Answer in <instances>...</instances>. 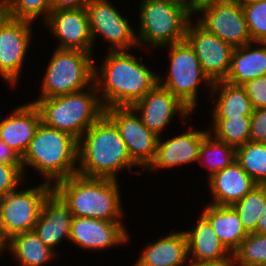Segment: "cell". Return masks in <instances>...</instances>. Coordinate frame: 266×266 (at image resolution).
Listing matches in <instances>:
<instances>
[{
	"label": "cell",
	"mask_w": 266,
	"mask_h": 266,
	"mask_svg": "<svg viewBox=\"0 0 266 266\" xmlns=\"http://www.w3.org/2000/svg\"><path fill=\"white\" fill-rule=\"evenodd\" d=\"M266 75V42H251L234 49L227 82L243 85Z\"/></svg>",
	"instance_id": "24"
},
{
	"label": "cell",
	"mask_w": 266,
	"mask_h": 266,
	"mask_svg": "<svg viewBox=\"0 0 266 266\" xmlns=\"http://www.w3.org/2000/svg\"><path fill=\"white\" fill-rule=\"evenodd\" d=\"M193 19L234 48L252 42L242 4L234 0L205 8Z\"/></svg>",
	"instance_id": "16"
},
{
	"label": "cell",
	"mask_w": 266,
	"mask_h": 266,
	"mask_svg": "<svg viewBox=\"0 0 266 266\" xmlns=\"http://www.w3.org/2000/svg\"><path fill=\"white\" fill-rule=\"evenodd\" d=\"M22 165L25 179L31 168L36 176L40 174V181L54 185L77 174L78 139L41 122L22 157Z\"/></svg>",
	"instance_id": "4"
},
{
	"label": "cell",
	"mask_w": 266,
	"mask_h": 266,
	"mask_svg": "<svg viewBox=\"0 0 266 266\" xmlns=\"http://www.w3.org/2000/svg\"><path fill=\"white\" fill-rule=\"evenodd\" d=\"M119 180L90 178L79 174L60 180L53 192L74 217H86L110 222H123L126 213L122 204Z\"/></svg>",
	"instance_id": "3"
},
{
	"label": "cell",
	"mask_w": 266,
	"mask_h": 266,
	"mask_svg": "<svg viewBox=\"0 0 266 266\" xmlns=\"http://www.w3.org/2000/svg\"><path fill=\"white\" fill-rule=\"evenodd\" d=\"M209 118V133L228 146L237 149L250 141L251 115Z\"/></svg>",
	"instance_id": "28"
},
{
	"label": "cell",
	"mask_w": 266,
	"mask_h": 266,
	"mask_svg": "<svg viewBox=\"0 0 266 266\" xmlns=\"http://www.w3.org/2000/svg\"><path fill=\"white\" fill-rule=\"evenodd\" d=\"M242 9L252 42H266V0L247 1Z\"/></svg>",
	"instance_id": "34"
},
{
	"label": "cell",
	"mask_w": 266,
	"mask_h": 266,
	"mask_svg": "<svg viewBox=\"0 0 266 266\" xmlns=\"http://www.w3.org/2000/svg\"><path fill=\"white\" fill-rule=\"evenodd\" d=\"M173 1L185 6L186 8H188L193 3L194 0H173Z\"/></svg>",
	"instance_id": "45"
},
{
	"label": "cell",
	"mask_w": 266,
	"mask_h": 266,
	"mask_svg": "<svg viewBox=\"0 0 266 266\" xmlns=\"http://www.w3.org/2000/svg\"><path fill=\"white\" fill-rule=\"evenodd\" d=\"M25 179L23 165L0 164V198L16 190Z\"/></svg>",
	"instance_id": "35"
},
{
	"label": "cell",
	"mask_w": 266,
	"mask_h": 266,
	"mask_svg": "<svg viewBox=\"0 0 266 266\" xmlns=\"http://www.w3.org/2000/svg\"><path fill=\"white\" fill-rule=\"evenodd\" d=\"M133 167L139 169L131 160L117 126L105 113L78 139L77 174L113 180L127 170L143 175L141 169L132 170Z\"/></svg>",
	"instance_id": "2"
},
{
	"label": "cell",
	"mask_w": 266,
	"mask_h": 266,
	"mask_svg": "<svg viewBox=\"0 0 266 266\" xmlns=\"http://www.w3.org/2000/svg\"><path fill=\"white\" fill-rule=\"evenodd\" d=\"M138 9L136 37L144 53L185 40L192 19L185 6L173 0H139Z\"/></svg>",
	"instance_id": "6"
},
{
	"label": "cell",
	"mask_w": 266,
	"mask_h": 266,
	"mask_svg": "<svg viewBox=\"0 0 266 266\" xmlns=\"http://www.w3.org/2000/svg\"><path fill=\"white\" fill-rule=\"evenodd\" d=\"M250 141L266 143V108L254 109L251 114Z\"/></svg>",
	"instance_id": "37"
},
{
	"label": "cell",
	"mask_w": 266,
	"mask_h": 266,
	"mask_svg": "<svg viewBox=\"0 0 266 266\" xmlns=\"http://www.w3.org/2000/svg\"><path fill=\"white\" fill-rule=\"evenodd\" d=\"M132 108L140 116L143 124L157 136L163 135L177 117L182 125L187 119L192 120L190 116L194 114L168 89L158 83Z\"/></svg>",
	"instance_id": "15"
},
{
	"label": "cell",
	"mask_w": 266,
	"mask_h": 266,
	"mask_svg": "<svg viewBox=\"0 0 266 266\" xmlns=\"http://www.w3.org/2000/svg\"><path fill=\"white\" fill-rule=\"evenodd\" d=\"M266 203V185H256L244 198L232 205L248 234L254 233Z\"/></svg>",
	"instance_id": "31"
},
{
	"label": "cell",
	"mask_w": 266,
	"mask_h": 266,
	"mask_svg": "<svg viewBox=\"0 0 266 266\" xmlns=\"http://www.w3.org/2000/svg\"><path fill=\"white\" fill-rule=\"evenodd\" d=\"M31 102L37 106L42 123L76 139L105 113L95 84L80 91Z\"/></svg>",
	"instance_id": "5"
},
{
	"label": "cell",
	"mask_w": 266,
	"mask_h": 266,
	"mask_svg": "<svg viewBox=\"0 0 266 266\" xmlns=\"http://www.w3.org/2000/svg\"><path fill=\"white\" fill-rule=\"evenodd\" d=\"M132 51H106L99 66L94 58V84L105 109L132 107L158 83V71Z\"/></svg>",
	"instance_id": "1"
},
{
	"label": "cell",
	"mask_w": 266,
	"mask_h": 266,
	"mask_svg": "<svg viewBox=\"0 0 266 266\" xmlns=\"http://www.w3.org/2000/svg\"><path fill=\"white\" fill-rule=\"evenodd\" d=\"M125 222H110L94 218L73 217L69 242L84 251H101L130 243Z\"/></svg>",
	"instance_id": "17"
},
{
	"label": "cell",
	"mask_w": 266,
	"mask_h": 266,
	"mask_svg": "<svg viewBox=\"0 0 266 266\" xmlns=\"http://www.w3.org/2000/svg\"><path fill=\"white\" fill-rule=\"evenodd\" d=\"M189 122L187 120L183 123L184 129H182V133L176 132L173 137L172 135L170 137V134L165 137L164 135L163 137L159 136L155 158L144 172L152 173L151 175L155 176L158 174L157 171L159 169L173 170L175 167L197 164L202 141L209 133V130L203 129V127L201 129L199 127L195 128Z\"/></svg>",
	"instance_id": "12"
},
{
	"label": "cell",
	"mask_w": 266,
	"mask_h": 266,
	"mask_svg": "<svg viewBox=\"0 0 266 266\" xmlns=\"http://www.w3.org/2000/svg\"><path fill=\"white\" fill-rule=\"evenodd\" d=\"M170 232L148 241L132 266H190L184 230Z\"/></svg>",
	"instance_id": "23"
},
{
	"label": "cell",
	"mask_w": 266,
	"mask_h": 266,
	"mask_svg": "<svg viewBox=\"0 0 266 266\" xmlns=\"http://www.w3.org/2000/svg\"><path fill=\"white\" fill-rule=\"evenodd\" d=\"M85 8L93 46L97 45L98 38H103L106 42L102 45L106 44V51L142 50L137 42L136 27L133 26L137 24H131L111 0H91Z\"/></svg>",
	"instance_id": "10"
},
{
	"label": "cell",
	"mask_w": 266,
	"mask_h": 266,
	"mask_svg": "<svg viewBox=\"0 0 266 266\" xmlns=\"http://www.w3.org/2000/svg\"><path fill=\"white\" fill-rule=\"evenodd\" d=\"M73 217L68 207L52 192L42 205L33 231L44 245L58 254L56 248L62 245L65 239L67 241L70 239Z\"/></svg>",
	"instance_id": "20"
},
{
	"label": "cell",
	"mask_w": 266,
	"mask_h": 266,
	"mask_svg": "<svg viewBox=\"0 0 266 266\" xmlns=\"http://www.w3.org/2000/svg\"><path fill=\"white\" fill-rule=\"evenodd\" d=\"M206 181L211 195L207 203L218 206H232L258 185L236 160Z\"/></svg>",
	"instance_id": "21"
},
{
	"label": "cell",
	"mask_w": 266,
	"mask_h": 266,
	"mask_svg": "<svg viewBox=\"0 0 266 266\" xmlns=\"http://www.w3.org/2000/svg\"><path fill=\"white\" fill-rule=\"evenodd\" d=\"M234 1H236V2H238V3H245V2H247V1H253V0H234Z\"/></svg>",
	"instance_id": "46"
},
{
	"label": "cell",
	"mask_w": 266,
	"mask_h": 266,
	"mask_svg": "<svg viewBox=\"0 0 266 266\" xmlns=\"http://www.w3.org/2000/svg\"><path fill=\"white\" fill-rule=\"evenodd\" d=\"M242 86L254 109L266 108V75L249 80Z\"/></svg>",
	"instance_id": "36"
},
{
	"label": "cell",
	"mask_w": 266,
	"mask_h": 266,
	"mask_svg": "<svg viewBox=\"0 0 266 266\" xmlns=\"http://www.w3.org/2000/svg\"><path fill=\"white\" fill-rule=\"evenodd\" d=\"M42 26L58 42L56 48L95 53L86 8L52 10Z\"/></svg>",
	"instance_id": "18"
},
{
	"label": "cell",
	"mask_w": 266,
	"mask_h": 266,
	"mask_svg": "<svg viewBox=\"0 0 266 266\" xmlns=\"http://www.w3.org/2000/svg\"><path fill=\"white\" fill-rule=\"evenodd\" d=\"M9 112L0 118V140L22 158L41 123V115L37 106L29 100Z\"/></svg>",
	"instance_id": "19"
},
{
	"label": "cell",
	"mask_w": 266,
	"mask_h": 266,
	"mask_svg": "<svg viewBox=\"0 0 266 266\" xmlns=\"http://www.w3.org/2000/svg\"><path fill=\"white\" fill-rule=\"evenodd\" d=\"M209 96L211 117H235L239 115H251L254 111L252 102L242 85H235L221 80L212 84ZM212 99V101H211Z\"/></svg>",
	"instance_id": "25"
},
{
	"label": "cell",
	"mask_w": 266,
	"mask_h": 266,
	"mask_svg": "<svg viewBox=\"0 0 266 266\" xmlns=\"http://www.w3.org/2000/svg\"><path fill=\"white\" fill-rule=\"evenodd\" d=\"M196 219L193 227L184 230L190 266L220 262L232 256L214 232L209 220L202 213H198Z\"/></svg>",
	"instance_id": "22"
},
{
	"label": "cell",
	"mask_w": 266,
	"mask_h": 266,
	"mask_svg": "<svg viewBox=\"0 0 266 266\" xmlns=\"http://www.w3.org/2000/svg\"><path fill=\"white\" fill-rule=\"evenodd\" d=\"M185 40L193 48L203 73L212 83L227 78L235 49L233 46L207 31L193 18L188 23Z\"/></svg>",
	"instance_id": "14"
},
{
	"label": "cell",
	"mask_w": 266,
	"mask_h": 266,
	"mask_svg": "<svg viewBox=\"0 0 266 266\" xmlns=\"http://www.w3.org/2000/svg\"><path fill=\"white\" fill-rule=\"evenodd\" d=\"M200 211L212 224L214 232L223 245L233 254L246 238L238 213L232 206H218L207 203Z\"/></svg>",
	"instance_id": "26"
},
{
	"label": "cell",
	"mask_w": 266,
	"mask_h": 266,
	"mask_svg": "<svg viewBox=\"0 0 266 266\" xmlns=\"http://www.w3.org/2000/svg\"><path fill=\"white\" fill-rule=\"evenodd\" d=\"M232 255L239 266H266V235L248 234Z\"/></svg>",
	"instance_id": "32"
},
{
	"label": "cell",
	"mask_w": 266,
	"mask_h": 266,
	"mask_svg": "<svg viewBox=\"0 0 266 266\" xmlns=\"http://www.w3.org/2000/svg\"><path fill=\"white\" fill-rule=\"evenodd\" d=\"M24 184L0 198V232L6 241L15 234L33 231L44 201L53 192V185L46 182L36 181L32 187Z\"/></svg>",
	"instance_id": "9"
},
{
	"label": "cell",
	"mask_w": 266,
	"mask_h": 266,
	"mask_svg": "<svg viewBox=\"0 0 266 266\" xmlns=\"http://www.w3.org/2000/svg\"><path fill=\"white\" fill-rule=\"evenodd\" d=\"M0 164L22 165V158L19 154L2 140H0Z\"/></svg>",
	"instance_id": "38"
},
{
	"label": "cell",
	"mask_w": 266,
	"mask_h": 266,
	"mask_svg": "<svg viewBox=\"0 0 266 266\" xmlns=\"http://www.w3.org/2000/svg\"><path fill=\"white\" fill-rule=\"evenodd\" d=\"M6 246H7V241L2 237L0 232V260H2V257H5Z\"/></svg>",
	"instance_id": "44"
},
{
	"label": "cell",
	"mask_w": 266,
	"mask_h": 266,
	"mask_svg": "<svg viewBox=\"0 0 266 266\" xmlns=\"http://www.w3.org/2000/svg\"><path fill=\"white\" fill-rule=\"evenodd\" d=\"M236 161L258 184H266V143L246 142L236 149Z\"/></svg>",
	"instance_id": "30"
},
{
	"label": "cell",
	"mask_w": 266,
	"mask_h": 266,
	"mask_svg": "<svg viewBox=\"0 0 266 266\" xmlns=\"http://www.w3.org/2000/svg\"><path fill=\"white\" fill-rule=\"evenodd\" d=\"M34 24L27 20L8 18L0 27V78L14 90L24 74L26 58L34 38ZM29 51V52H28Z\"/></svg>",
	"instance_id": "11"
},
{
	"label": "cell",
	"mask_w": 266,
	"mask_h": 266,
	"mask_svg": "<svg viewBox=\"0 0 266 266\" xmlns=\"http://www.w3.org/2000/svg\"><path fill=\"white\" fill-rule=\"evenodd\" d=\"M9 17V11L5 0H0V27Z\"/></svg>",
	"instance_id": "43"
},
{
	"label": "cell",
	"mask_w": 266,
	"mask_h": 266,
	"mask_svg": "<svg viewBox=\"0 0 266 266\" xmlns=\"http://www.w3.org/2000/svg\"><path fill=\"white\" fill-rule=\"evenodd\" d=\"M6 251L18 266H45L61 255L44 245L34 231L13 235L7 240Z\"/></svg>",
	"instance_id": "27"
},
{
	"label": "cell",
	"mask_w": 266,
	"mask_h": 266,
	"mask_svg": "<svg viewBox=\"0 0 266 266\" xmlns=\"http://www.w3.org/2000/svg\"><path fill=\"white\" fill-rule=\"evenodd\" d=\"M265 208L263 209L261 216L258 220L255 232L256 234H264L266 235V203Z\"/></svg>",
	"instance_id": "41"
},
{
	"label": "cell",
	"mask_w": 266,
	"mask_h": 266,
	"mask_svg": "<svg viewBox=\"0 0 266 266\" xmlns=\"http://www.w3.org/2000/svg\"><path fill=\"white\" fill-rule=\"evenodd\" d=\"M229 0H194L193 3L187 8L189 15L194 18L198 13H200L205 8L217 5L222 2Z\"/></svg>",
	"instance_id": "40"
},
{
	"label": "cell",
	"mask_w": 266,
	"mask_h": 266,
	"mask_svg": "<svg viewBox=\"0 0 266 266\" xmlns=\"http://www.w3.org/2000/svg\"><path fill=\"white\" fill-rule=\"evenodd\" d=\"M43 71L40 94L35 99L62 96L94 84L95 54L55 48Z\"/></svg>",
	"instance_id": "8"
},
{
	"label": "cell",
	"mask_w": 266,
	"mask_h": 266,
	"mask_svg": "<svg viewBox=\"0 0 266 266\" xmlns=\"http://www.w3.org/2000/svg\"><path fill=\"white\" fill-rule=\"evenodd\" d=\"M10 18L43 24L52 11L51 0H5Z\"/></svg>",
	"instance_id": "33"
},
{
	"label": "cell",
	"mask_w": 266,
	"mask_h": 266,
	"mask_svg": "<svg viewBox=\"0 0 266 266\" xmlns=\"http://www.w3.org/2000/svg\"><path fill=\"white\" fill-rule=\"evenodd\" d=\"M165 48L169 66L165 69L166 74L158 71V84L168 89L194 113L198 110L202 87L210 94L213 83L203 73L198 57L186 40L160 49Z\"/></svg>",
	"instance_id": "7"
},
{
	"label": "cell",
	"mask_w": 266,
	"mask_h": 266,
	"mask_svg": "<svg viewBox=\"0 0 266 266\" xmlns=\"http://www.w3.org/2000/svg\"><path fill=\"white\" fill-rule=\"evenodd\" d=\"M196 266H239L238 263L236 262V259L234 256H230L227 259L220 261V262H214V263H204V264H199Z\"/></svg>",
	"instance_id": "42"
},
{
	"label": "cell",
	"mask_w": 266,
	"mask_h": 266,
	"mask_svg": "<svg viewBox=\"0 0 266 266\" xmlns=\"http://www.w3.org/2000/svg\"><path fill=\"white\" fill-rule=\"evenodd\" d=\"M105 114L117 126L131 160L145 171L155 158L159 136L143 124L132 107H110Z\"/></svg>",
	"instance_id": "13"
},
{
	"label": "cell",
	"mask_w": 266,
	"mask_h": 266,
	"mask_svg": "<svg viewBox=\"0 0 266 266\" xmlns=\"http://www.w3.org/2000/svg\"><path fill=\"white\" fill-rule=\"evenodd\" d=\"M236 160V149L208 133L201 144L198 162L207 171L206 180Z\"/></svg>",
	"instance_id": "29"
},
{
	"label": "cell",
	"mask_w": 266,
	"mask_h": 266,
	"mask_svg": "<svg viewBox=\"0 0 266 266\" xmlns=\"http://www.w3.org/2000/svg\"><path fill=\"white\" fill-rule=\"evenodd\" d=\"M91 0H51L52 10L85 8Z\"/></svg>",
	"instance_id": "39"
}]
</instances>
